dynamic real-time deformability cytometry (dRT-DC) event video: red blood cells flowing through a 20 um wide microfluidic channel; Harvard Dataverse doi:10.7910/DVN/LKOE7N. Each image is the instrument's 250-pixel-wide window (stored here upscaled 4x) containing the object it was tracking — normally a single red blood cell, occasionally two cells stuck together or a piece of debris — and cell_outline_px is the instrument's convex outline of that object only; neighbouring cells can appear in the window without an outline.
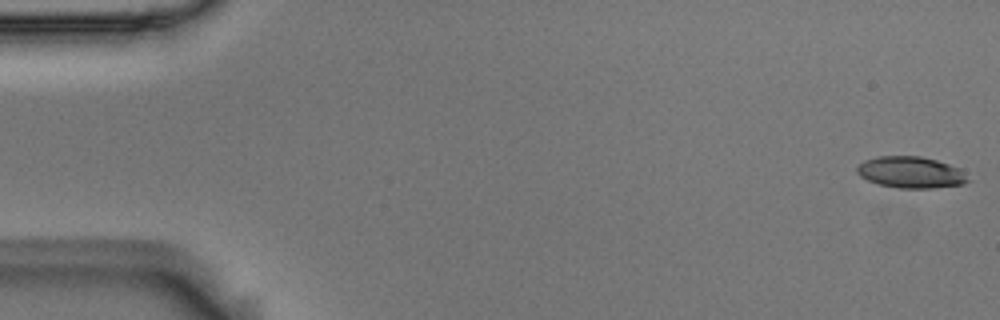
{"species": "Egyptian fruit bat (a non-hibernating species)", "species_latin": "Rousettus aegyptiacus", "temperature_condition": "room temperature", "stored_images_in_passage": 55, "camera_frame_rate_fps": 3000, "um_per_image_px": 0.085, "animal": {"sex": "male"}, "frame": {"image": 1, "passage_image": 1, "time_ms": 0.0, "image_size_px": [1000, 320], "cell_outline_px": [[972, 180], [964, 184], [932, 188], [896, 188], [880, 184], [868, 180], [860, 176], [856, 172], [856, 168], [864, 160], [880, 156], [920, 156], [936, 160], [960, 168]], "centroid_in_image_um": [77.45, 14.65], "position_along_channel_um": 7.6, "area_um2": 20.4}}
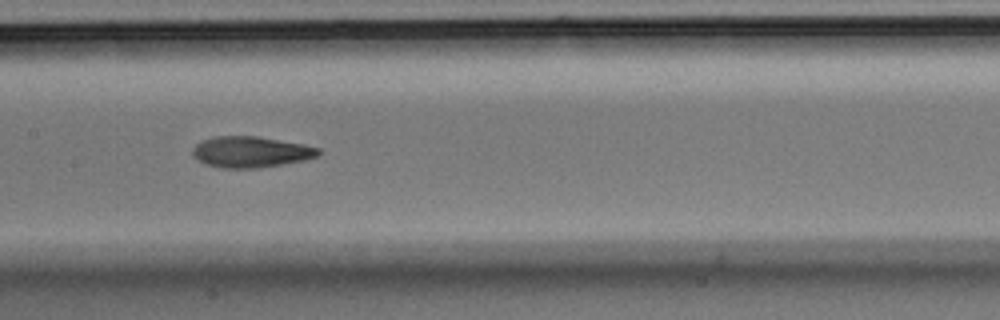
{"frame": {"image": 2, "passage_image": 27, "time_ms": 8.667, "image_size_px": [1000, 320], "cell_outline_px": [[320, 152], [316, 156], [304, 160], [256, 168], [220, 168], [204, 164], [196, 160], [192, 156], [192, 148], [200, 140], [212, 136], [256, 136], [304, 144], [320, 148]], "centroid_in_image_um": [21.24, 12.91], "position_along_channel_um": 186.2, "area_um2": 22.89}}
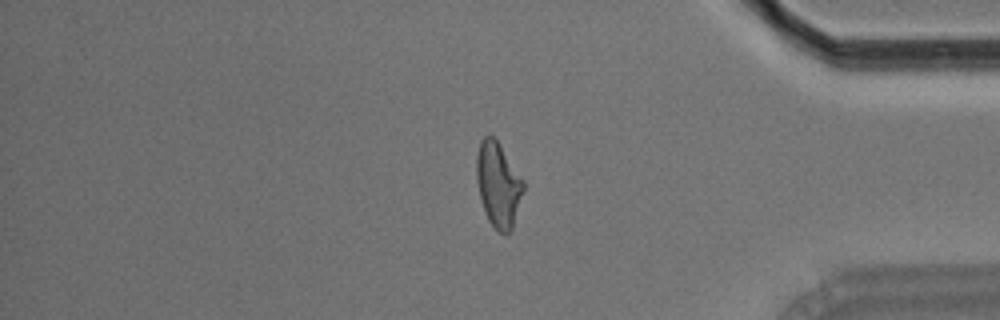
{"frame": {"image": 3, "passage_image": 46, "time_ms": 15.0, "image_size_px": [1000, 320], "cell_outline_px": [[524, 188], [512, 228], [504, 236], [488, 220], [480, 196], [476, 180], [476, 156], [480, 140], [484, 136], [492, 136], [496, 140], [524, 180]], "centroid_in_image_um": [42.34, 15.68], "position_along_channel_um": 392.9, "area_um2": 22.77}, "authors_computed_cell_mechanics": {"area_um2": 22.542, "velocity_mm_per_s": 3.6648, "shape_relaxation_time_tau1_ms": 5.2672, "shape_relaxation_time_tau2_ms": 2.9295, "deformation_change_tau1": 0.207, "deformation_change_tau2": 0.1152}}